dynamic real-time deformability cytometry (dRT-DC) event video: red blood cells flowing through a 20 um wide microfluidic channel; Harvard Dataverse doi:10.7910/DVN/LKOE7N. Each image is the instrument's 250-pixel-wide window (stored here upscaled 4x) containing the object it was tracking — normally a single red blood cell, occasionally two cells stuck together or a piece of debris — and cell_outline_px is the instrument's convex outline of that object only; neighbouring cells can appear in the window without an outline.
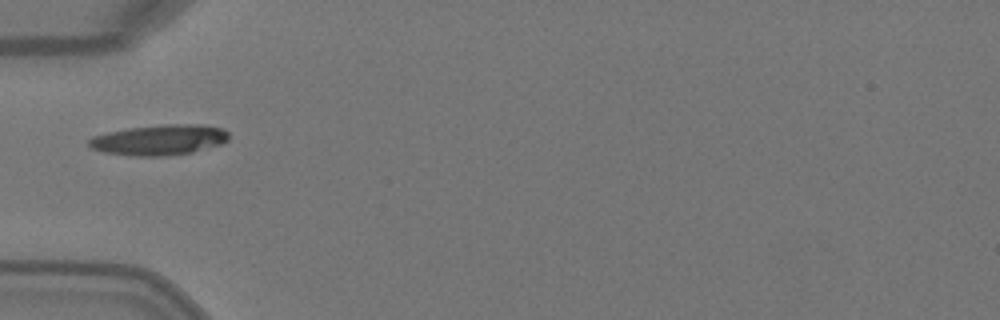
{"species": "Egyptian fruit bat (a non-hibernating species)", "species_latin": "Rousettus aegyptiacus", "temperature_condition": "warm", "stored_images_in_passage": 1, "camera_frame_rate_fps": 3000, "um_per_image_px": 0.085, "animal": {"sex": "female"}, "frame": {"image": 1, "passage_image": 1, "time_ms": 0.0, "image_size_px": [1000, 320], "cell_outline_px": [[228, 140], [220, 144], [192, 152], [168, 156], [132, 156], [104, 152], [92, 148], [88, 144], [88, 140], [92, 136], [108, 132], [128, 128], [164, 124], [204, 124], [224, 128], [228, 132]], "centroid_in_image_um": [13.55, 11.88], "position_along_channel_um": 71.4, "area_um2": 24.97}}